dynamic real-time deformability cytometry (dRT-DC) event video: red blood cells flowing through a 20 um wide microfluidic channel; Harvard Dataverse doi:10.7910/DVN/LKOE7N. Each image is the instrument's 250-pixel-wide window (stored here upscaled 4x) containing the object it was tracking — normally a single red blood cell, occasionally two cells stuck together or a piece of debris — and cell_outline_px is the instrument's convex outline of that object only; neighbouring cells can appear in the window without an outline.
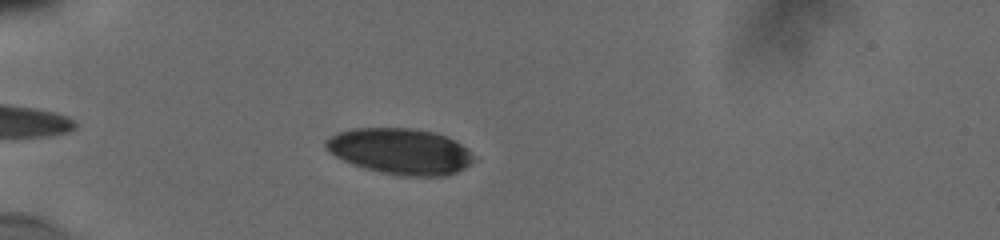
{"species": "human", "species_latin": "Homo sapiens", "temperature_condition": "cold", "stored_images_in_passage": 49, "camera_frame_rate_fps": 3000, "um_per_image_px": 0.085, "donor": {"sex": "male"}, "frame": {"image": 1, "passage_image": 7, "time_ms": 1.667, "image_size_px": [1000, 240], "cell_outline_px": [[476, 160], [464, 168], [456, 172], [444, 176], [400, 176], [380, 172], [364, 168], [352, 164], [328, 152], [324, 148], [324, 140], [336, 132], [352, 128], [412, 128], [432, 132], [444, 136], [468, 148]], "centroid_in_image_um": [33.98, 12.86], "position_along_channel_um": 51.0, "area_um2": 39.77}}
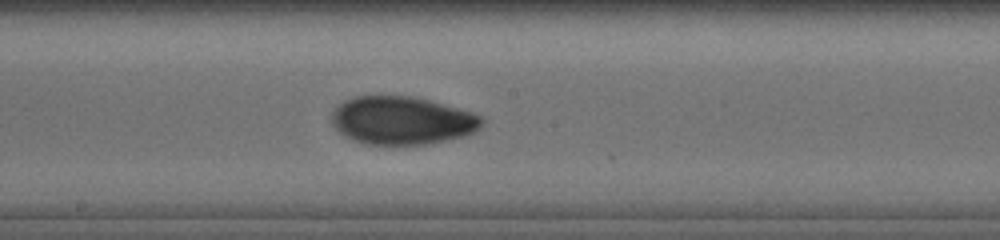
{"frame": {"image": 2, "passage_image": 27, "time_ms": 6.667, "image_size_px": [1000, 240], "cell_outline_px": [[484, 120], [480, 128], [464, 136], [428, 144], [364, 144], [352, 140], [344, 136], [332, 124], [332, 112], [344, 100], [356, 96], [412, 96], [428, 100], [472, 112], [480, 116]], "centroid_in_image_um": [34.15, 10.24], "position_along_channel_um": 214.0, "area_um2": 41.85}}
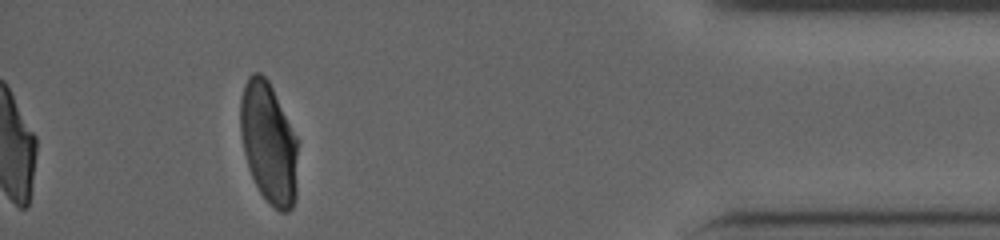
{"frame": {"image": 3, "passage_image": 49, "time_ms": 13.0, "image_size_px": [1000, 240], "cell_outline_px": [[296, 196], [292, 208], [288, 212], [280, 212], [260, 192], [252, 176], [244, 152], [240, 132], [240, 100], [244, 84], [248, 76], [252, 72], [260, 72], [268, 80], [276, 96], [296, 140]], "centroid_in_image_um": [22.8, 12.13], "position_along_channel_um": 412.4, "area_um2": 39.77}, "authors_computed_cell_mechanics": {"area_um2": 41.6738, "velocity_mm_per_s": 3.8247, "shape_relaxation_time_tau1_ms": 6.6327, "shape_relaxation_time_tau2_ms": 1.685, "deformation_change_tau1": 0.1853, "deformation_change_tau2": 0.0461}}